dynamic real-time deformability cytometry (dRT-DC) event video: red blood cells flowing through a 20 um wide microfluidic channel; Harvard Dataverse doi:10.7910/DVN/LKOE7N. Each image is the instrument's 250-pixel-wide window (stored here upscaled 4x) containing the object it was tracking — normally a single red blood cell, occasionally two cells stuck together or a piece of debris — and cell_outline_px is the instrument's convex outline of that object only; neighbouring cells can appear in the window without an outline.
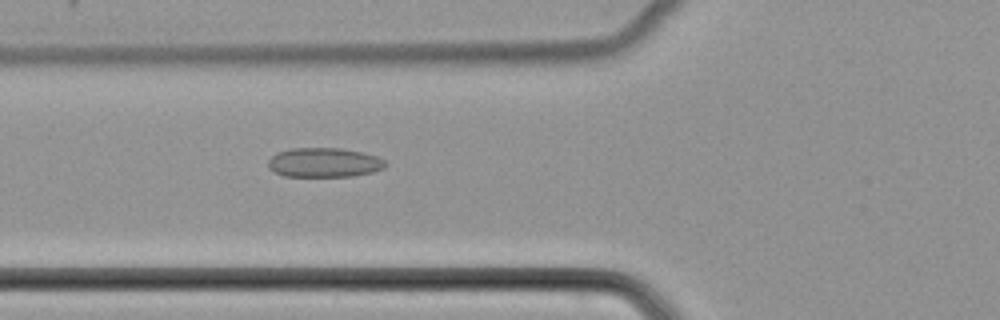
{"species": "common noctule bat (a hibernating species)", "species_latin": "Nyctalus noctula", "temperature_condition": "cold", "stored_images_in_passage": 52, "camera_frame_rate_fps": 3000, "um_per_image_px": 0.085, "animal": {"sex": "female", "body_mass_g": 22.7, "forearm_length_mm": 54.2}, "frame": {"image": 1, "passage_image": 20, "time_ms": 6.333, "image_size_px": [1000, 320], "cell_outline_px": [[388, 164], [384, 168], [372, 172], [352, 176], [284, 176], [272, 172], [268, 168], [268, 160], [276, 152], [292, 148], [340, 148], [360, 152], [376, 156], [384, 160]], "centroid_in_image_um": [27.51, 13.81], "position_along_channel_um": 98.3, "area_um2": 20.17}}
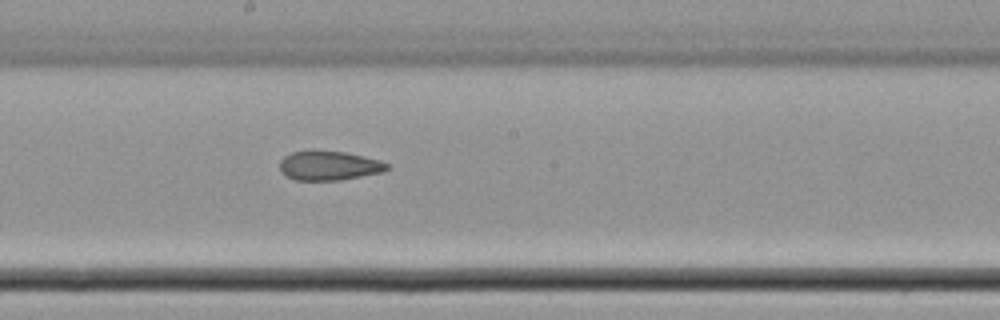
{"frame": {"image": 2, "passage_image": 29, "time_ms": 9.333, "image_size_px": [1000, 320], "cell_outline_px": [[392, 168], [384, 172], [340, 180], [296, 180], [280, 172], [280, 160], [284, 156], [292, 152], [312, 148], [348, 152], [380, 160], [392, 164]], "centroid_in_image_um": [28.01, 14.04], "position_along_channel_um": 220.2, "area_um2": 19.07}}
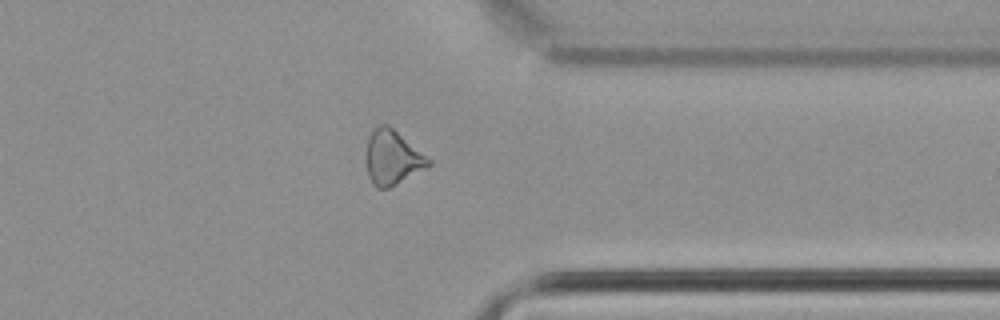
{"frame": {"image": 3, "passage_image": 41, "time_ms": 13.333, "image_size_px": [1000, 320], "cell_outline_px": [[432, 164], [388, 188], [376, 188], [372, 184], [368, 176], [364, 160], [364, 156], [368, 136], [380, 124], [388, 124], [432, 160]], "centroid_in_image_um": [33.3, 13.39], "position_along_channel_um": 378.1, "area_um2": 19.88}}